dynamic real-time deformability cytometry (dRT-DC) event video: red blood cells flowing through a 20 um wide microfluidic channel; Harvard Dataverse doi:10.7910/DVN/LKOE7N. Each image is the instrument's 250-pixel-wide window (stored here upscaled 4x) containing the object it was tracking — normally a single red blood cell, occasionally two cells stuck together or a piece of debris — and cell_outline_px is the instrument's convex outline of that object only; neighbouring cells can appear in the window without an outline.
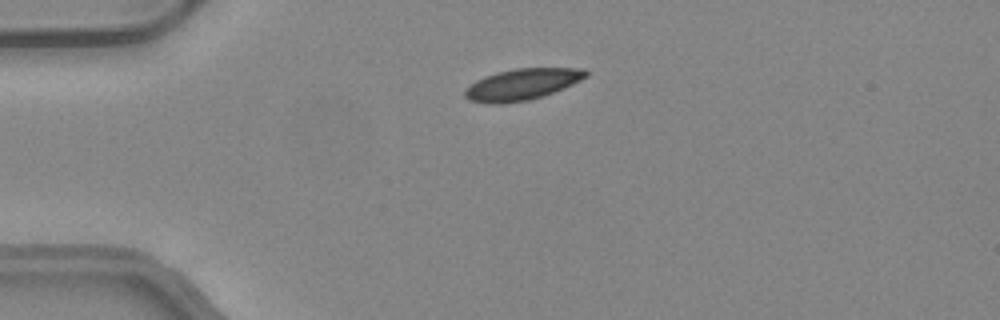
{"species": "common noctule bat (a hibernating species)", "species_latin": "Nyctalus noctula", "temperature_condition": "warm", "stored_images_in_passage": 45, "camera_frame_rate_fps": 3000, "um_per_image_px": 0.085, "animal": {"sex": "female", "body_mass_g": 24.6, "forearm_length_mm": 56.2}, "frame": {"image": 1, "passage_image": 8, "time_ms": 2.333, "image_size_px": [1000, 320], "cell_outline_px": [[588, 76], [572, 84], [552, 92], [528, 100], [504, 104], [488, 104], [468, 100], [464, 96], [464, 92], [476, 80], [484, 76], [496, 72], [516, 68], [584, 68], [588, 72]], "centroid_in_image_um": [44.35, 7.17], "position_along_channel_um": 40.7, "area_um2": 21.96}}
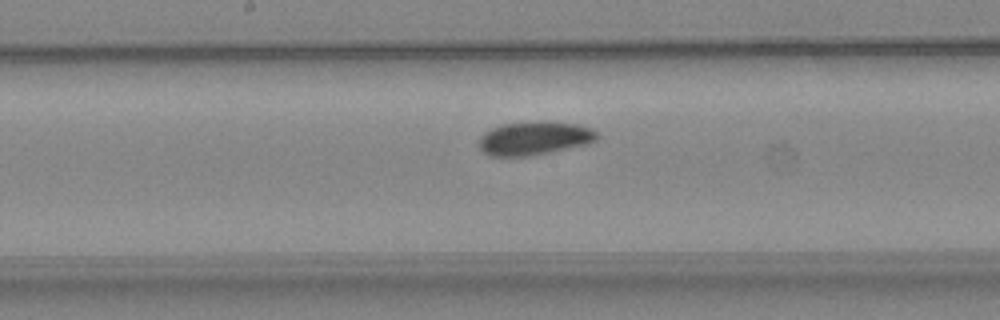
{"frame": {"image": 2, "passage_image": 22, "time_ms": 7.0, "image_size_px": [1000, 320], "cell_outline_px": [[600, 136], [596, 140], [588, 144], [552, 152], [532, 156], [488, 156], [476, 144], [480, 136], [484, 132], [492, 128], [504, 124], [528, 120], [576, 124], [592, 128]], "centroid_in_image_um": [45.4, 11.75], "position_along_channel_um": 202.8, "area_um2": 23.52}}
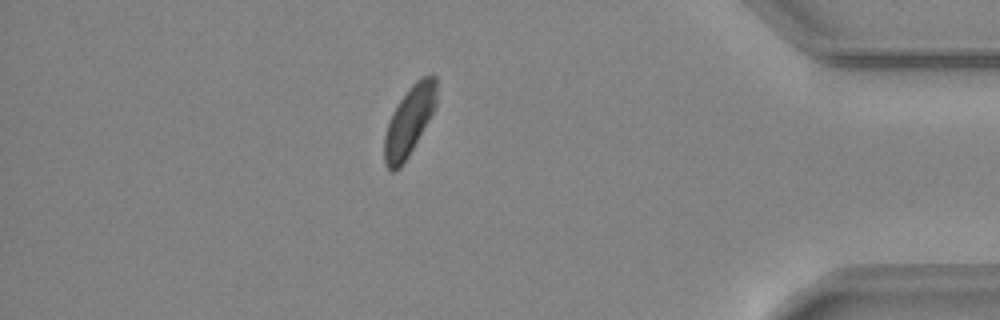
{"frame": {"image": 3, "passage_image": 39, "time_ms": 12.667, "image_size_px": [1000, 320], "cell_outline_px": [[436, 104], [428, 120], [404, 164], [396, 172], [392, 172], [384, 164], [384, 136], [392, 112], [408, 88], [420, 76], [432, 72], [436, 76]], "centroid_in_image_um": [34.77, 10.27], "position_along_channel_um": 400.4, "area_um2": 21.1}, "authors_computed_cell_mechanics": {"area_um2": 22.3108, "velocity_mm_per_s": 4.1526, "shape_relaxation_time_tau1_ms": 3.1234, "shape_relaxation_time_tau2_ms": null, "deformation_change_tau1": 0.0912, "deformation_change_tau2": null}}